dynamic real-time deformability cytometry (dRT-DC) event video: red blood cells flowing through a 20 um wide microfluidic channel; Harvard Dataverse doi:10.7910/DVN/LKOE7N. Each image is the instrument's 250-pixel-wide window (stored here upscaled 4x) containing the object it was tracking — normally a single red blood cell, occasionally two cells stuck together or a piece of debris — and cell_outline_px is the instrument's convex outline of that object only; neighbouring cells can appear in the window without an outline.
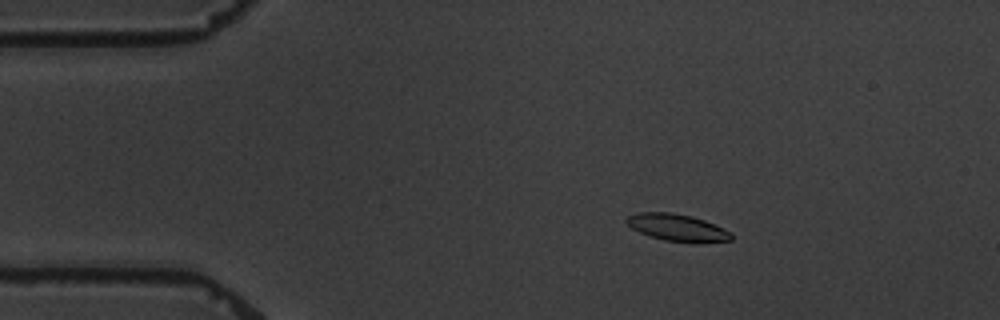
{"species": "common noctule bat (a hibernating species)", "species_latin": "Nyctalus noctula", "temperature_condition": "warm", "stored_images_in_passage": 4, "camera_frame_rate_fps": 3000, "um_per_image_px": 0.085, "animal": {"sex": "male", "body_mass_g": 19.5, "forearm_length_mm": 54.6}, "frame": {"image": 1, "passage_image": 2, "time_ms": 1.0, "image_size_px": [1000, 320], "cell_outline_px": [[732, 240], [696, 244], [692, 244], [664, 240], [640, 232], [632, 228], [624, 220], [628, 216], [640, 212], [672, 212], [692, 216], [704, 220], [724, 228], [732, 232]], "centroid_in_image_um": [57.62, 19.36], "position_along_channel_um": 27.4, "area_um2": 16.76}}